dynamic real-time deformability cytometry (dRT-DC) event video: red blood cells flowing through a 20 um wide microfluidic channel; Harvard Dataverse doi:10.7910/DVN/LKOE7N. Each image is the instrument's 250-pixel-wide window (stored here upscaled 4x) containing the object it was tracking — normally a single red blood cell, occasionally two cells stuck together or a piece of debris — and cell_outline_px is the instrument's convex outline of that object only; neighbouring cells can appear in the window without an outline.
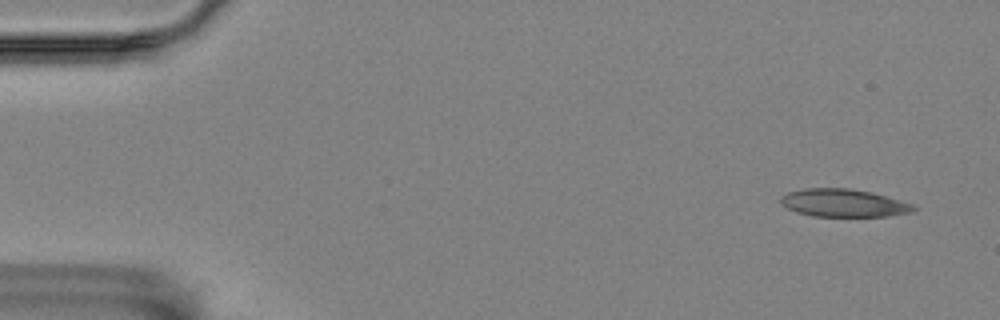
{"species": "Egyptian fruit bat (a non-hibernating species)", "species_latin": "Rousettus aegyptiacus", "temperature_condition": "room temperature", "stored_images_in_passage": 5, "camera_frame_rate_fps": 3000, "um_per_image_px": 0.085, "animal": {"sex": "female"}, "frame": {"image": 1, "passage_image": 1, "time_ms": 0.0, "image_size_px": [1000, 320], "cell_outline_px": [[916, 208], [912, 212], [888, 216], [812, 216], [796, 212], [780, 204], [780, 196], [788, 192], [804, 188], [848, 188], [872, 192], [912, 204]], "centroid_in_image_um": [71.66, 17.25], "position_along_channel_um": 13.3, "area_um2": 21.5}}
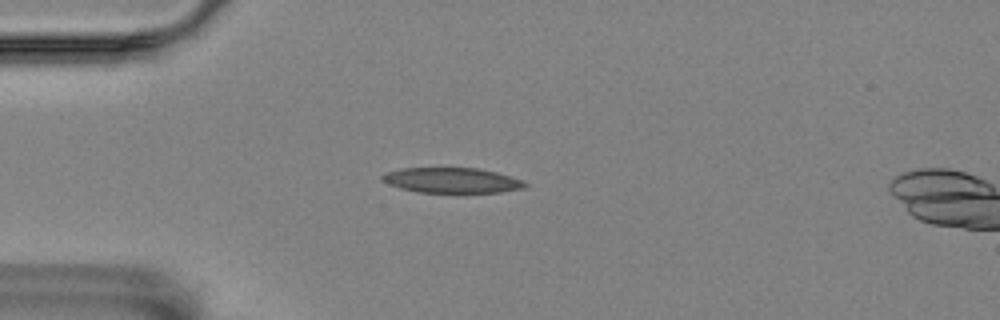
{"frame": {"image": 2, "passage_image": 4, "time_ms": 1.0, "image_size_px": [1000, 320], "cell_outline_px": [[528, 184], [524, 188], [500, 192], [416, 192], [400, 188], [388, 184], [380, 176], [384, 172], [400, 168], [476, 168], [496, 172], [520, 180]], "centroid_in_image_um": [38.35, 15.32], "position_along_channel_um": 46.7, "area_um2": 20.81}}